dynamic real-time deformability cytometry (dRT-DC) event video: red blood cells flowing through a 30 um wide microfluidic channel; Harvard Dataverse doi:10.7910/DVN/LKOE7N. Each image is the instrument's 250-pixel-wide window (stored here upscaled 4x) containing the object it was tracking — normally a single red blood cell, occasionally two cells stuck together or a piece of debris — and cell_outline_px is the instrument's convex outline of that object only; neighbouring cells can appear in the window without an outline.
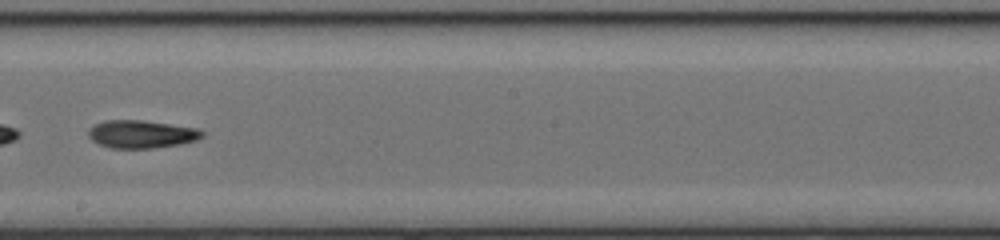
{"species": "common noctule bat (a hibernating species)", "species_latin": "Nyctalus noctula", "temperature_condition": "cold", "stored_images_in_passage": 48, "camera_frame_rate_fps": 3000, "um_per_image_px": 0.085, "animal": {"sex": "female", "body_mass_g": 17.0, "forearm_length_mm": 48.0}, "frame": {"image": 1, "passage_image": 28, "time_ms": 9.0, "image_size_px": [1000, 240], "cell_outline_px": [[204, 136], [196, 140], [180, 144], [152, 148], [112, 148], [100, 144], [92, 140], [88, 136], [88, 132], [96, 124], [108, 120], [140, 120], [200, 128], [204, 132]], "centroid_in_image_um": [12.08, 11.4], "position_along_channel_um": 236.1, "area_um2": 18.32}, "authors_computed_cell_mechanics": {"area_um2": 19.8543, "velocity_mm_per_s": 4.1229, "shape_relaxation_time_tau1_ms": 7.3135, "shape_relaxation_time_tau2_ms": 7.0378, "deformation_change_tau1": 0.2187, "deformation_change_tau2": 0.169}}